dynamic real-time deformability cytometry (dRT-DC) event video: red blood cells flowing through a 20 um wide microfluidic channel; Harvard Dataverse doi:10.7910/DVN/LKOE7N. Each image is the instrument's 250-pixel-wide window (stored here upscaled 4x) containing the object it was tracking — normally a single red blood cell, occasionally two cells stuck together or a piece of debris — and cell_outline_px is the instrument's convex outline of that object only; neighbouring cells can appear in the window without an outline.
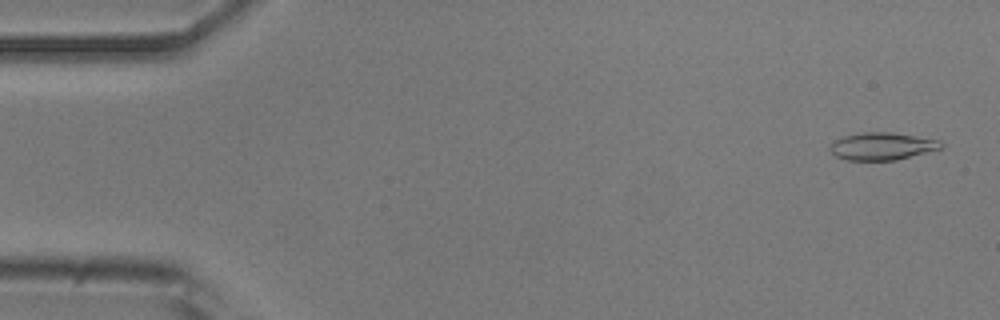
{"species": "common noctule bat (a hibernating species)", "species_latin": "Nyctalus noctula", "temperature_condition": "room temperature", "stored_images_in_passage": 52, "camera_frame_rate_fps": 3000, "um_per_image_px": 0.085, "animal": {"sex": "male", "body_mass_g": 20.5, "forearm_length_mm": 52.5}, "frame": {"image": 1, "passage_image": 2, "time_ms": 0.333, "image_size_px": [1000, 320], "cell_outline_px": [[944, 144], [940, 148], [896, 160], [848, 160], [836, 156], [828, 148], [836, 140], [844, 136], [864, 132], [892, 132], [940, 140]], "centroid_in_image_um": [74.97, 12.42], "position_along_channel_um": 10.0, "area_um2": 17.51}}
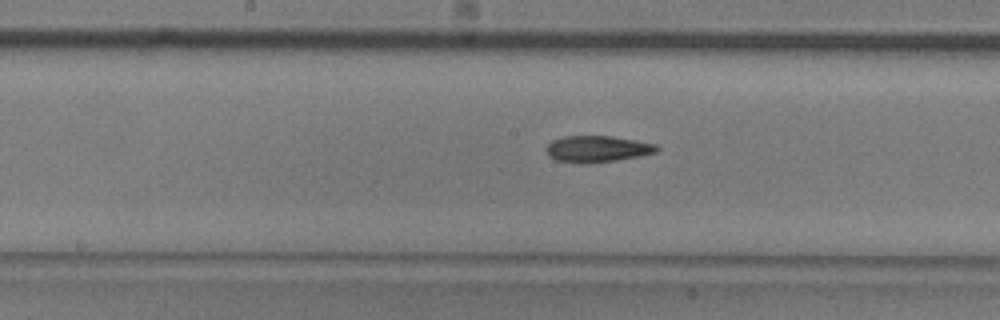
{"frame": {"image": 2, "passage_image": 26, "time_ms": 8.333, "image_size_px": [1000, 320], "cell_outline_px": [[660, 148], [656, 152], [640, 156], [616, 160], [588, 164], [580, 164], [556, 160], [548, 156], [544, 148], [552, 140], [564, 136], [612, 136], [636, 140], [656, 144]], "centroid_in_image_um": [50.74, 12.66], "position_along_channel_um": 197.5, "area_um2": 17.28}}
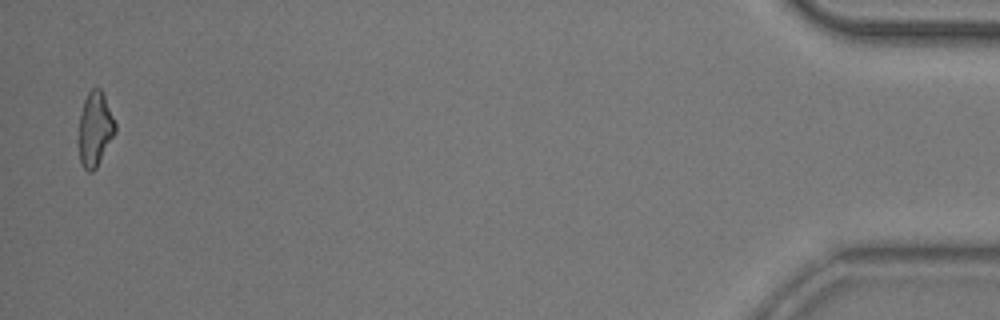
{"frame": {"image": 3, "passage_image": 51, "time_ms": 16.667, "image_size_px": [1000, 320], "cell_outline_px": [[116, 132], [96, 168], [92, 172], [88, 172], [84, 168], [80, 160], [80, 112], [84, 100], [88, 92], [92, 88], [100, 88], [104, 96], [116, 124]], "centroid_in_image_um": [8.09, 10.97], "position_along_channel_um": 427.1, "area_um2": 15.49}, "authors_computed_cell_mechanics": {"area_um2": 16.9354, "velocity_mm_per_s": 3.8618, "shape_relaxation_time_tau1_ms": 6.2286, "shape_relaxation_time_tau2_ms": 5.4698, "deformation_change_tau1": 0.165, "deformation_change_tau2": 0.1423}}